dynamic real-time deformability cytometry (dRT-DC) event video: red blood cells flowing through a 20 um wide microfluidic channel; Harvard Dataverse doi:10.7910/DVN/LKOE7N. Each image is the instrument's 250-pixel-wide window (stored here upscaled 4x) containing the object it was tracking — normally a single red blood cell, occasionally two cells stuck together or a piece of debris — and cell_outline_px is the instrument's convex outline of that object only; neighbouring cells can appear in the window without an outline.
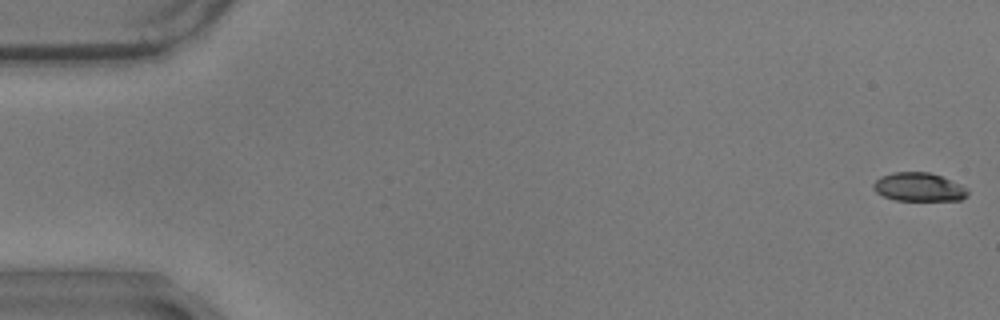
{"species": "common noctule bat (a hibernating species)", "species_latin": "Nyctalus noctula", "temperature_condition": "warm", "stored_images_in_passage": 17, "camera_frame_rate_fps": 3000, "um_per_image_px": 0.085, "animal": {"sex": "male", "body_mass_g": 17.9}, "frame": {"image": 1, "passage_image": 1, "time_ms": 0.0, "image_size_px": [1000, 320], "cell_outline_px": [[968, 196], [960, 200], [896, 200], [884, 196], [876, 192], [872, 188], [872, 184], [880, 176], [892, 172], [928, 172], [940, 176], [960, 184], [968, 188]], "centroid_in_image_um": [78.09, 15.89], "position_along_channel_um": 6.9, "area_um2": 15.72}}
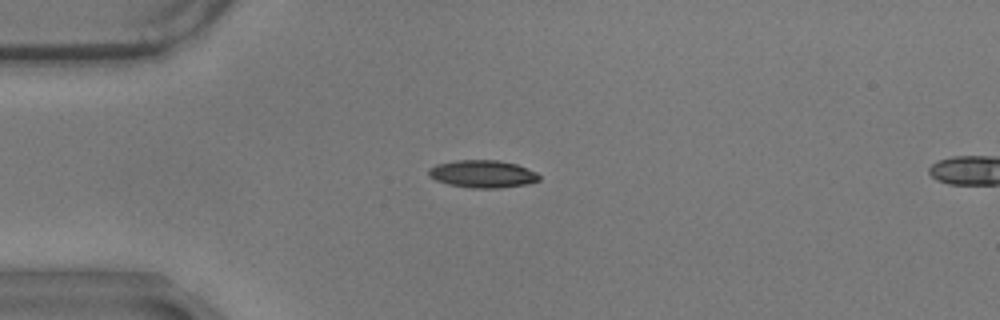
{"frame": {"image": 2, "passage_image": 15, "time_ms": 4.667, "image_size_px": [1000, 320], "cell_outline_px": [[540, 180], [528, 184], [500, 188], [472, 188], [448, 184], [436, 180], [428, 176], [428, 168], [436, 164], [456, 160], [496, 160], [516, 164], [536, 172], [540, 176]], "centroid_in_image_um": [41.01, 14.79], "position_along_channel_um": 44.0, "area_um2": 17.8}}